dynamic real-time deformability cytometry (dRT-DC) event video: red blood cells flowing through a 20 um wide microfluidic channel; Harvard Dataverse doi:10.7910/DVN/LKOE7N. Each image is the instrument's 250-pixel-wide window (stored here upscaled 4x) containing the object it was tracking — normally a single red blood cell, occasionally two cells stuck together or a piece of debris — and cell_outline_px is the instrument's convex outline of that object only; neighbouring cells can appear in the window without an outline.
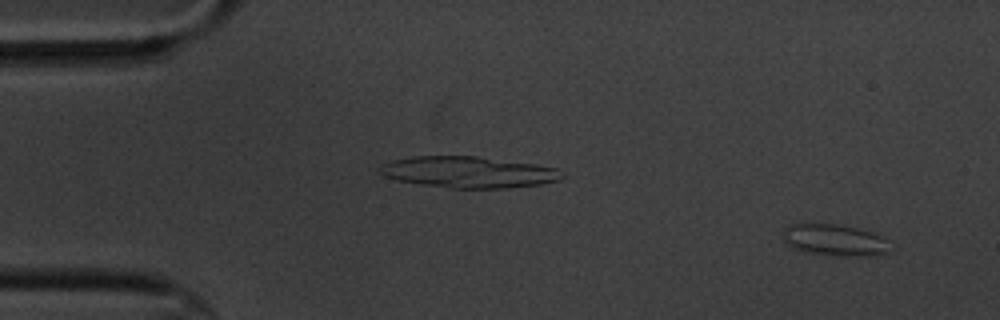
{"species": "common noctule bat (a hibernating species)", "species_latin": "Nyctalus noctula", "temperature_condition": "cold", "stored_images_in_passage": 4, "camera_frame_rate_fps": 3000, "um_per_image_px": 0.085, "animal": {"sex": "male", "body_mass_g": 20.1, "forearm_length_mm": 53.5}, "frame": {"image": 1, "passage_image": 1, "time_ms": 0.0, "image_size_px": [1000, 320], "cell_outline_px": [[896, 248], [888, 252], [872, 256], [832, 256], [808, 252], [792, 248], [784, 240], [784, 228], [792, 224], [836, 224], [856, 228], [872, 232], [888, 240]], "centroid_in_image_um": [71.03, 20.43], "position_along_channel_um": 14.0, "area_um2": 19.94}}
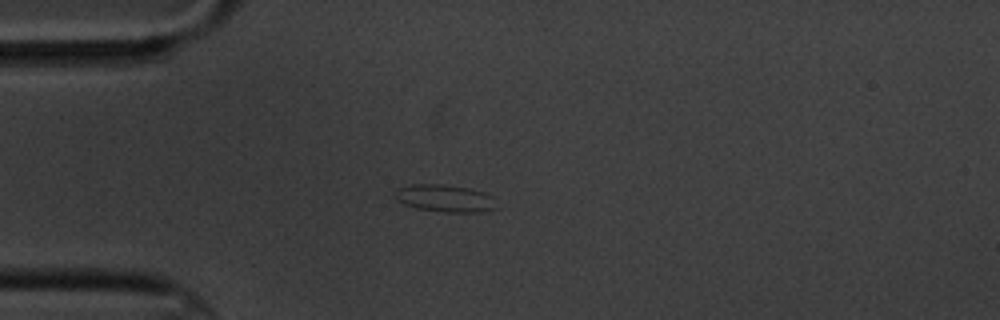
{"frame": {"image": 2, "passage_image": 4, "time_ms": 3.667, "image_size_px": [1000, 320], "cell_outline_px": [[496, 208], [480, 212], [448, 212], [416, 208], [404, 204], [396, 200], [396, 192], [400, 188], [412, 184], [444, 184], [468, 188], [484, 192], [492, 196]], "centroid_in_image_um": [37.83, 16.85], "position_along_channel_um": 47.2, "area_um2": 15.95}}